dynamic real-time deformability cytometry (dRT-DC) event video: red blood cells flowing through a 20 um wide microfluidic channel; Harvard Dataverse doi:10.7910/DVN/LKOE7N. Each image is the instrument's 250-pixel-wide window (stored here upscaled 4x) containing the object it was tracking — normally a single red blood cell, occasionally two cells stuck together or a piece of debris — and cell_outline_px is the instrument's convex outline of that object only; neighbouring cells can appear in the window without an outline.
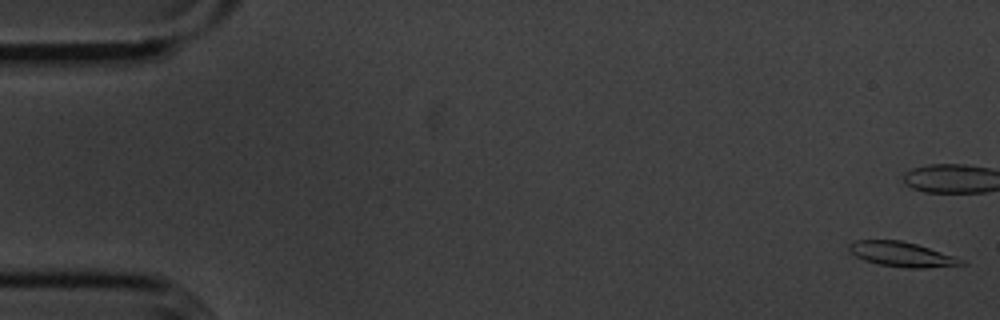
{"species": "common noctule bat (a hibernating species)", "species_latin": "Nyctalus noctula", "temperature_condition": "cold", "stored_images_in_passage": 56, "camera_frame_rate_fps": 3000, "um_per_image_px": 0.085, "animal": {"sex": "male", "body_mass_g": 20.1, "forearm_length_mm": 53.5}, "frame": {"image": 1, "passage_image": 1, "time_ms": 0.0, "image_size_px": [1000, 320], "cell_outline_px": [[968, 264], [924, 268], [904, 268], [876, 264], [864, 260], [856, 256], [848, 248], [848, 244], [856, 240], [900, 240], [916, 244], [956, 256], [964, 260]], "centroid_in_image_um": [76.67, 21.62], "position_along_channel_um": 8.3, "area_um2": 16.3}}
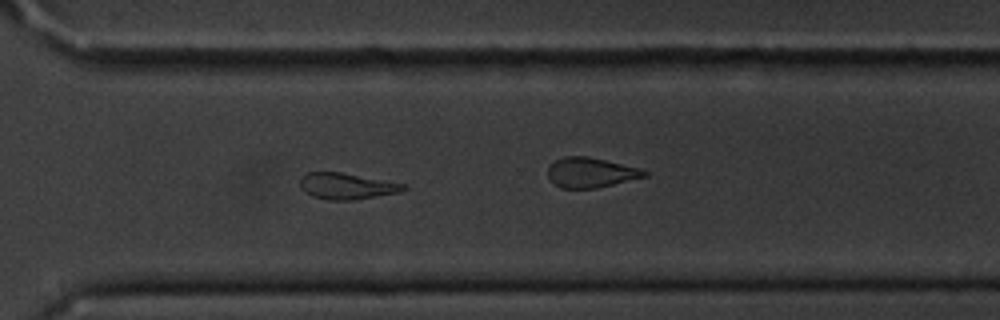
{"frame": {"image": 2, "passage_image": 40, "time_ms": 13.0, "image_size_px": [1000, 320], "cell_outline_px": [[408, 188], [400, 192], [352, 200], [328, 200], [312, 196], [300, 184], [300, 176], [308, 172], [340, 172], [404, 184]], "centroid_in_image_um": [29.46, 15.82], "position_along_channel_um": 341.1, "area_um2": 15.49}}
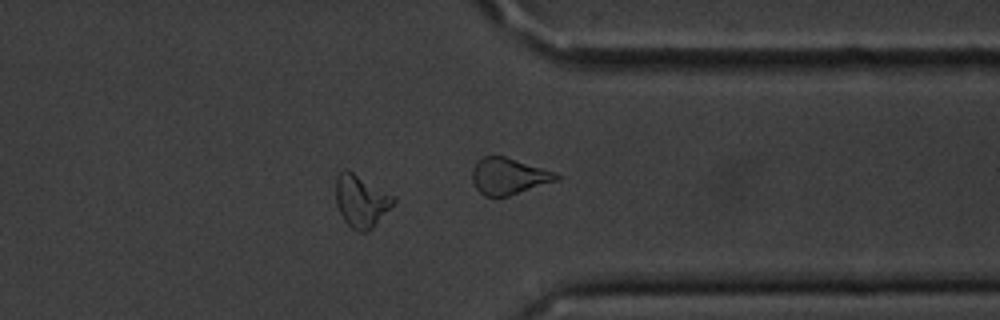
{"frame": {"image": 3, "passage_image": 44, "time_ms": 14.333, "image_size_px": [1000, 320], "cell_outline_px": [[396, 200], [372, 228], [364, 232], [360, 232], [352, 228], [344, 220], [336, 204], [336, 176], [344, 168], [348, 168], [396, 196]], "centroid_in_image_um": [30.69, 17.03], "position_along_channel_um": 380.7, "area_um2": 17.69}, "authors_computed_cell_mechanics": {"area_um2": 16.6175, "velocity_mm_per_s": 3.608, "shape_relaxation_time_tau1_ms": 2.889, "shape_relaxation_time_tau2_ms": 2.8111, "deformation_change_tau1": 0.1333, "deformation_change_tau2": 0.1108}}